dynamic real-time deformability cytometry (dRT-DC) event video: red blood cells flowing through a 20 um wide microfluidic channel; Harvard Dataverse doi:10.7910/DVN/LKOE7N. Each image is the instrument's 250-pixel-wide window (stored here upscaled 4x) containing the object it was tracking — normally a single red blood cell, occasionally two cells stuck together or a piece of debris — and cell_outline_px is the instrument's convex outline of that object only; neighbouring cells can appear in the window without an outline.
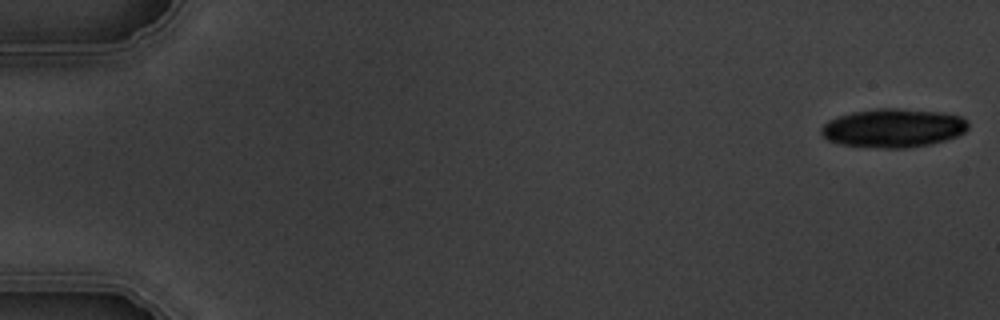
{"species": "common noctule bat (a hibernating species)", "species_latin": "Nyctalus noctula", "temperature_condition": "warm", "stored_images_in_passage": 6, "camera_frame_rate_fps": 3000, "um_per_image_px": 0.085, "animal": {"sex": "male", "body_mass_g": 19.5, "forearm_length_mm": 54.6}, "frame": {"image": 1, "passage_image": 1, "time_ms": 0.0, "image_size_px": [1000, 320], "cell_outline_px": [[968, 128], [964, 132], [956, 136], [944, 140], [928, 144], [904, 148], [884, 148], [840, 144], [828, 140], [820, 132], [820, 128], [828, 120], [852, 112], [876, 108], [900, 108], [940, 112], [960, 116], [968, 120]], "centroid_in_image_um": [75.92, 10.87], "position_along_channel_um": 9.1, "area_um2": 33.0}}